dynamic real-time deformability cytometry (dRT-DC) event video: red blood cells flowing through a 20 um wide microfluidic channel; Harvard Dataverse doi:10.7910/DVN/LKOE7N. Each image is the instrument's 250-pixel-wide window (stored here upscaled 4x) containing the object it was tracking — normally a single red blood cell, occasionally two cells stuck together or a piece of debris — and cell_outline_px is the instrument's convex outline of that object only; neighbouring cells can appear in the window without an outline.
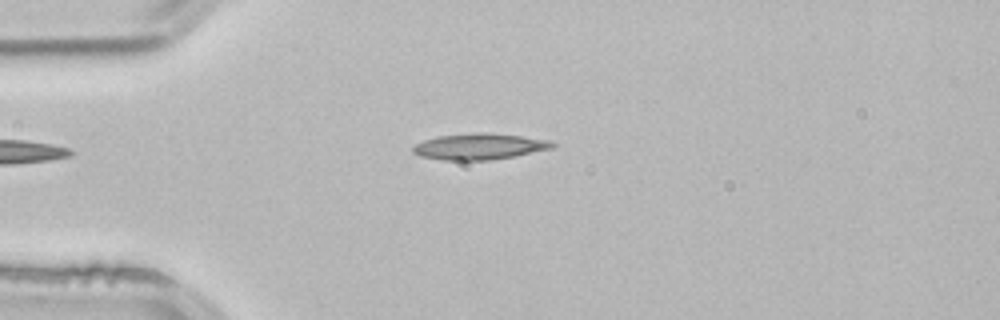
{"species": "common noctule bat (a hibernating species)", "species_latin": "Nyctalus noctula", "temperature_condition": "room temperature", "stored_images_in_passage": 3, "camera_frame_rate_fps": 3000, "um_per_image_px": 0.085, "animal": {"sex": "male", "body_mass_g": 21.5, "forearm_length_mm": 52.0}, "frame": {"image": 1, "passage_image": 3, "time_ms": 0.667, "image_size_px": [1000, 320], "cell_outline_px": [[556, 144], [552, 148], [516, 156], [488, 160], [444, 160], [420, 156], [412, 152], [412, 148], [416, 144], [424, 140], [436, 136], [472, 132], [488, 132], [520, 136], [548, 140]], "centroid_in_image_um": [40.72, 12.44], "position_along_channel_um": 44.3, "area_um2": 21.27}}